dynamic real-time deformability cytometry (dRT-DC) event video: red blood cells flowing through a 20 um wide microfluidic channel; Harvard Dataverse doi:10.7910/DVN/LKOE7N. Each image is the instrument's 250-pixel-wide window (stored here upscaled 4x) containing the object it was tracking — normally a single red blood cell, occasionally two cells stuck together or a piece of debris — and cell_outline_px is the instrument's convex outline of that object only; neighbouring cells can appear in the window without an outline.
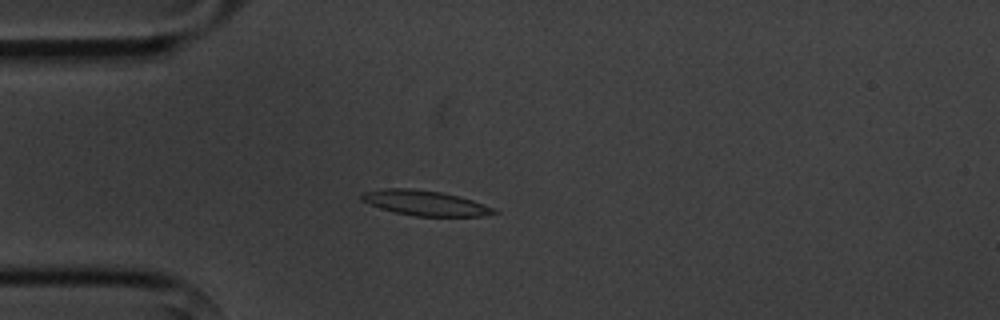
{"species": "common noctule bat (a hibernating species)", "species_latin": "Nyctalus noctula", "temperature_condition": "cold", "stored_images_in_passage": 5, "camera_frame_rate_fps": 3000, "um_per_image_px": 0.085, "animal": {"sex": "male", "body_mass_g": 20.1, "forearm_length_mm": 53.5}, "frame": {"image": 1, "passage_image": 5, "time_ms": 4.667, "image_size_px": [1000, 320], "cell_outline_px": [[500, 212], [480, 216], [416, 216], [396, 212], [380, 208], [360, 200], [360, 196], [364, 192], [384, 188], [408, 188], [440, 192], [472, 200], [496, 208]], "centroid_in_image_um": [36.13, 17.25], "position_along_channel_um": 48.9, "area_um2": 19.13}}